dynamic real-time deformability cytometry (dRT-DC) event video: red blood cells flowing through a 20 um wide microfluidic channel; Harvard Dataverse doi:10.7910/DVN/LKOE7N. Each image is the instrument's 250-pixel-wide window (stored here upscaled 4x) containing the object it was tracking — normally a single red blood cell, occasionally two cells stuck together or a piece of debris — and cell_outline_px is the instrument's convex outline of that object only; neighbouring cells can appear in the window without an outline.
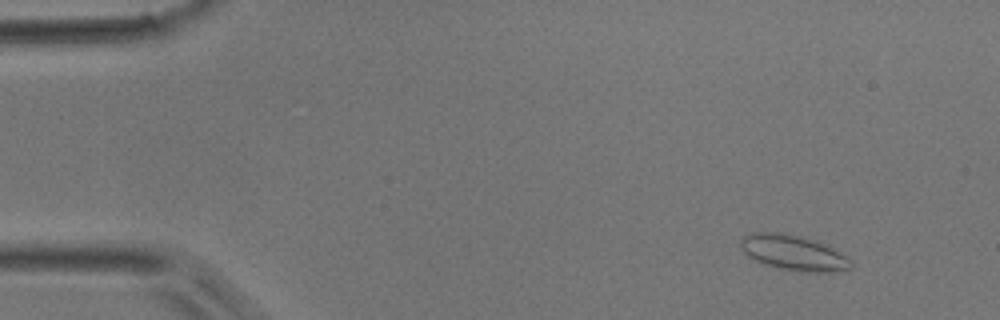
{"species": "common noctule bat (a hibernating species)", "species_latin": "Nyctalus noctula", "temperature_condition": "room temperature", "stored_images_in_passage": 43, "camera_frame_rate_fps": 3000, "um_per_image_px": 0.085, "animal": {"sex": "male", "body_mass_g": 17.9}, "frame": {"image": 1, "passage_image": 1, "time_ms": 0.0, "image_size_px": [1000, 320], "cell_outline_px": [[852, 268], [832, 272], [800, 272], [776, 268], [752, 260], [744, 252], [740, 244], [740, 236], [752, 232], [784, 232], [816, 240], [828, 244], [852, 260]], "centroid_in_image_um": [67.44, 21.47], "position_along_channel_um": 17.6, "area_um2": 23.29}}
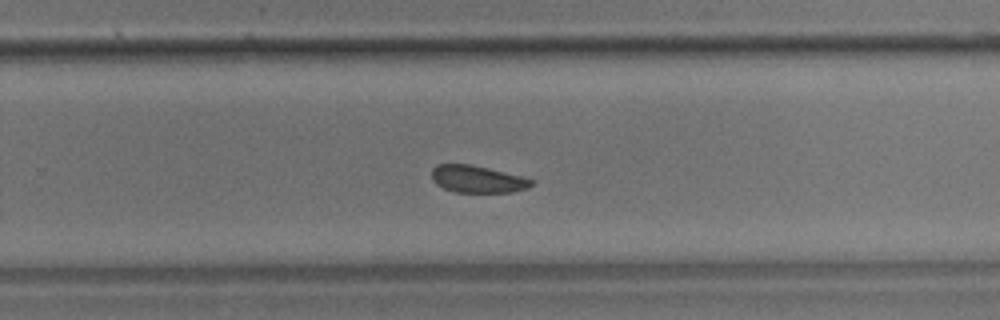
{"frame": {"image": 2, "passage_image": 27, "time_ms": 8.667, "image_size_px": [1000, 320], "cell_outline_px": [[536, 180], [528, 188], [512, 192], [456, 192], [444, 188], [436, 184], [432, 180], [432, 168], [436, 164], [472, 164]], "centroid_in_image_um": [40.57, 15.22], "position_along_channel_um": 289.2, "area_um2": 15.78}}
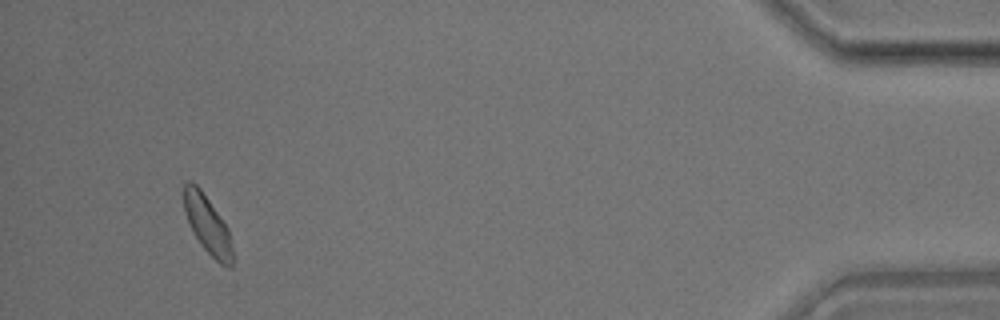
{"frame": {"image": 3, "passage_image": 41, "time_ms": 13.333, "image_size_px": [1000, 320], "cell_outline_px": [[232, 268], [228, 268], [220, 264], [200, 244], [192, 232], [188, 224], [184, 212], [184, 184], [188, 180], [192, 180], [200, 188], [228, 228], [232, 248]], "centroid_in_image_um": [17.61, 19.1], "position_along_channel_um": 417.6, "area_um2": 16.42}}